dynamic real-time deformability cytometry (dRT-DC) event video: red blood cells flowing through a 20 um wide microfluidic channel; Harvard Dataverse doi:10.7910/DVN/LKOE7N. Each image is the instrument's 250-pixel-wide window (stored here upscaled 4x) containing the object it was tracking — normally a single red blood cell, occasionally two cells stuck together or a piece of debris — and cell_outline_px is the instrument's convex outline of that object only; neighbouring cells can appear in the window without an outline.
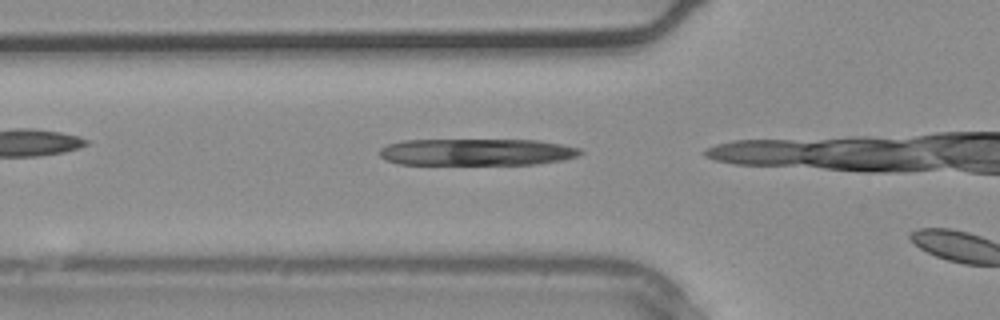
{"species": "common noctule bat (a hibernating species)", "species_latin": "Nyctalus noctula", "temperature_condition": "warm", "stored_images_in_passage": 3, "camera_frame_rate_fps": 3000, "um_per_image_px": 0.085, "animal": {"sex": "male", "body_mass_g": 20.4}, "frame": {"image": 1, "passage_image": 3, "time_ms": 0.667, "image_size_px": [1000, 320], "cell_outline_px": [[584, 152], [576, 156], [564, 160], [536, 164], [400, 164], [384, 160], [380, 156], [380, 148], [388, 144], [400, 140], [540, 140], [580, 148]], "centroid_in_image_um": [40.51, 12.92], "position_along_channel_um": 85.3, "area_um2": 31.5}}